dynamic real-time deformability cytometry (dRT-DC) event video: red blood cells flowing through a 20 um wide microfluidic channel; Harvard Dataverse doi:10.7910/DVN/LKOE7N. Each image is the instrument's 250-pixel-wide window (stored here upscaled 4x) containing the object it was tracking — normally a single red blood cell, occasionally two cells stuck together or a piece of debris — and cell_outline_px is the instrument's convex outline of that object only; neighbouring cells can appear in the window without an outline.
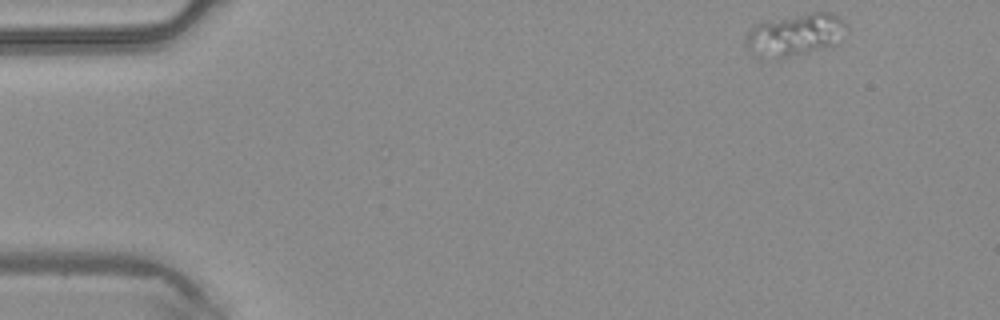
{"species": "common noctule bat (a hibernating species)", "species_latin": "Nyctalus noctula", "temperature_condition": "warm", "stored_images_in_passage": 43, "camera_frame_rate_fps": 3000, "um_per_image_px": 0.085, "animal": {"sex": "male", "body_mass_g": 20.4}, "frame": {"image": 1, "passage_image": 1, "time_ms": 0.0, "image_size_px": [1000, 320], "cell_outline_px": [[848, 32], [836, 44], [776, 60], [752, 56], [744, 48], [744, 40], [748, 32], [756, 24], [808, 12], [832, 12], [848, 24]], "centroid_in_image_um": [67.56, 2.98], "position_along_channel_um": 17.4, "area_um2": 25.32}}
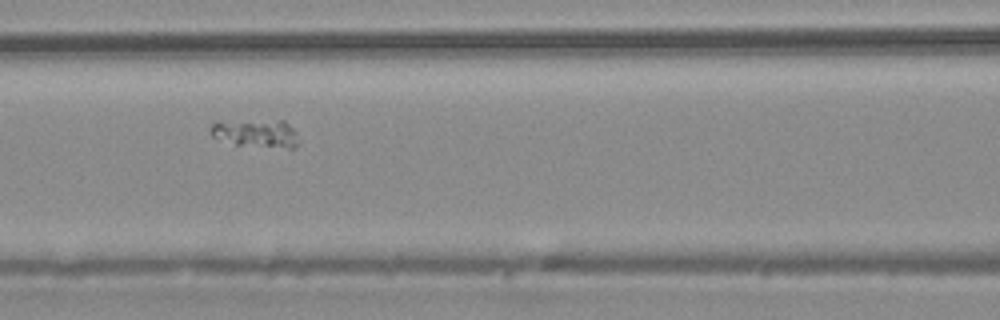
{"frame": {"image": 2, "passage_image": 17, "time_ms": 5.333, "image_size_px": [1000, 320], "cell_outline_px": [[300, 144], [296, 148], [288, 148], [236, 144], [212, 136], [212, 124], [216, 120], [284, 120], [296, 132], [300, 140]], "centroid_in_image_um": [21.82, 11.3], "position_along_channel_um": 144.8, "area_um2": 14.57}}
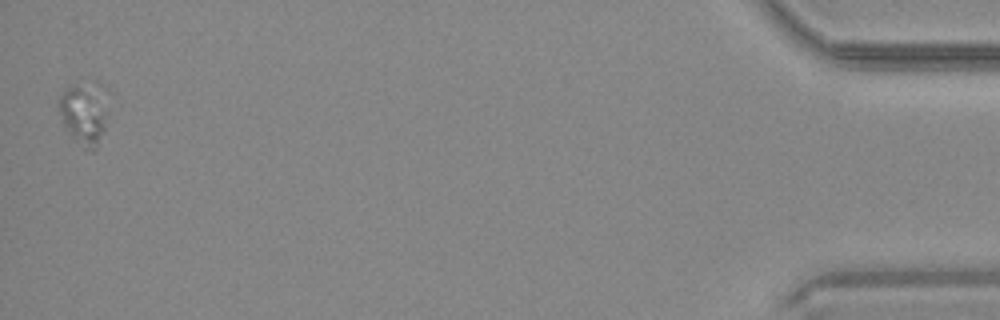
{"frame": {"image": 3, "passage_image": 43, "time_ms": 14.0, "image_size_px": [1000, 320], "cell_outline_px": [[108, 112], [104, 128], [96, 148], [92, 152], [84, 148], [64, 128], [60, 112], [60, 96], [68, 88], [76, 84], [96, 80], [104, 84]], "centroid_in_image_um": [7.21, 9.57], "position_along_channel_um": 428.0, "area_um2": 18.15}}